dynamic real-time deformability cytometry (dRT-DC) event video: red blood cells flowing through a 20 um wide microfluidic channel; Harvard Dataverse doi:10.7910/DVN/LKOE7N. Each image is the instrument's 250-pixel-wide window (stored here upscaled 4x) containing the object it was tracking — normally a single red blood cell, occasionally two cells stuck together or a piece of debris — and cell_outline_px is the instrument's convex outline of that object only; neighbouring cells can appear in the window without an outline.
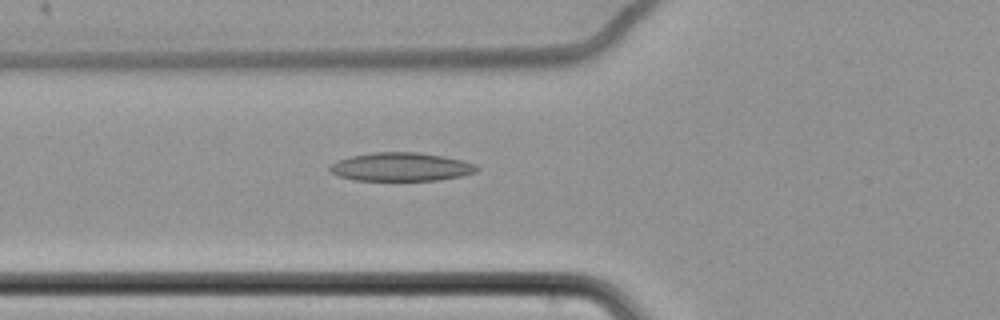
{"species": "common noctule bat (a hibernating species)", "species_latin": "Nyctalus noctula", "temperature_condition": "cold", "stored_images_in_passage": 42, "camera_frame_rate_fps": 3000, "um_per_image_px": 0.085, "animal": {"sex": "female", "body_mass_g": 22.7, "forearm_length_mm": 54.2}, "frame": {"image": 1, "passage_image": 5, "time_ms": 1.333, "image_size_px": [1000, 320], "cell_outline_px": [[480, 168], [476, 172], [460, 176], [436, 180], [356, 180], [340, 176], [332, 172], [328, 168], [336, 160], [348, 156], [372, 152], [416, 152], [444, 156], [464, 160], [476, 164]], "centroid_in_image_um": [34.1, 14.17], "position_along_channel_um": 91.7, "area_um2": 24.45}}
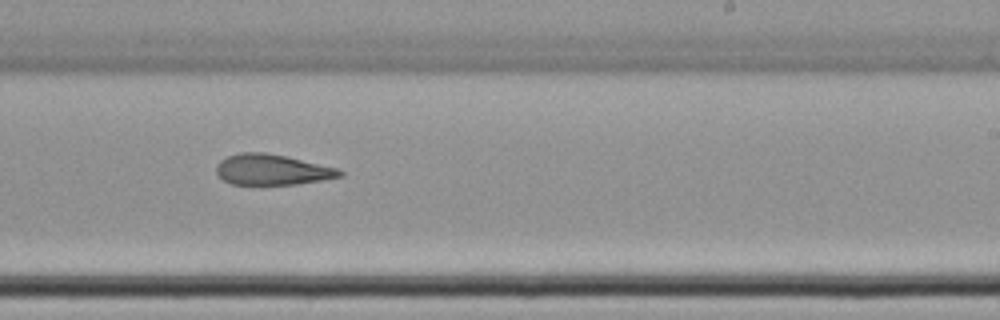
{"frame": {"image": 2, "passage_image": 20, "time_ms": 6.333, "image_size_px": [1000, 320], "cell_outline_px": [[344, 176], [296, 184], [232, 184], [224, 180], [216, 172], [216, 164], [220, 160], [228, 156], [240, 152], [264, 152], [284, 156], [336, 168], [344, 172]], "centroid_in_image_um": [23.09, 14.42], "position_along_channel_um": 265.9, "area_um2": 21.73}}
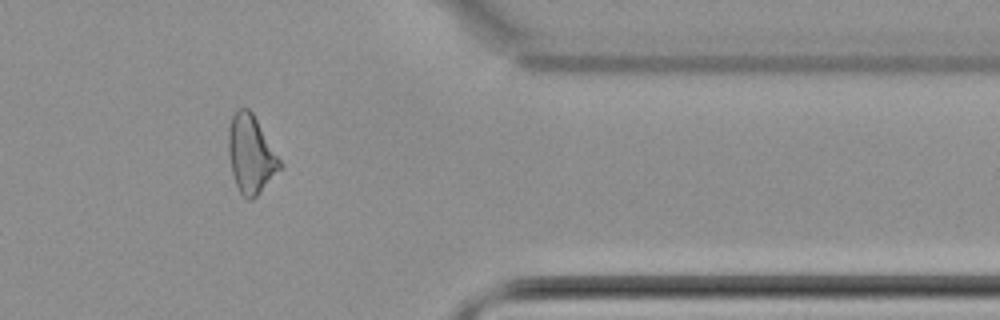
{"frame": {"image": 3, "passage_image": 32, "time_ms": 10.333, "image_size_px": [1000, 320], "cell_outline_px": [[284, 164], [260, 192], [252, 200], [248, 200], [240, 192], [236, 184], [232, 172], [228, 152], [228, 128], [232, 116], [236, 108], [248, 108], [252, 112]], "centroid_in_image_um": [21.32, 13.09], "position_along_channel_um": 390.1, "area_um2": 23.35}}